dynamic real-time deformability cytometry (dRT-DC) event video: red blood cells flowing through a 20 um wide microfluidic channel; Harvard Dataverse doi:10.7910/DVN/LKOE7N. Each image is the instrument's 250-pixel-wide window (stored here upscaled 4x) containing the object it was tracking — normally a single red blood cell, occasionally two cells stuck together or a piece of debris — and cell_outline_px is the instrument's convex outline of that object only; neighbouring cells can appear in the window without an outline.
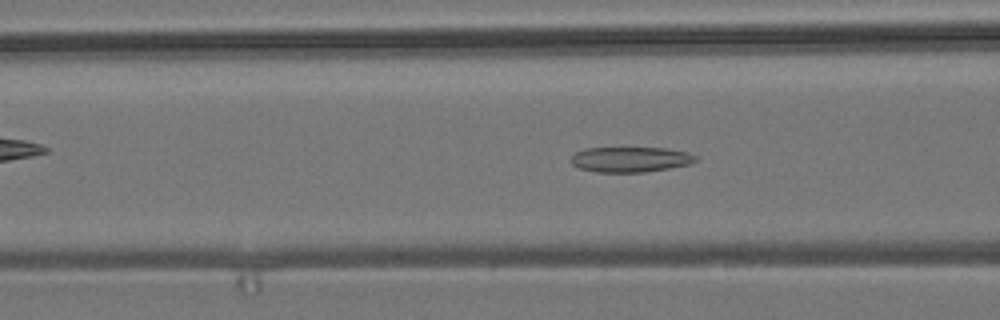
{"species": "common noctule bat (a hibernating species)", "species_latin": "Nyctalus noctula", "temperature_condition": "room temperature", "stored_images_in_passage": 56, "segment_of_instrument_passage": [1, 2], "camera_frame_rate_fps": 3000, "um_per_image_px": 0.085, "animal": {"sex": "male", "body_mass_g": 19.2, "forearm_length_mm": 51.8}, "frame": {"image": 1, "passage_image": 21, "time_ms": 6.667, "image_size_px": [1000, 320], "cell_outline_px": [[696, 160], [692, 164], [644, 172], [596, 172], [580, 168], [572, 164], [568, 160], [576, 152], [584, 148], [664, 148], [688, 152], [696, 156]], "centroid_in_image_um": [53.56, 13.55], "position_along_channel_um": 113.0, "area_um2": 18.38}}
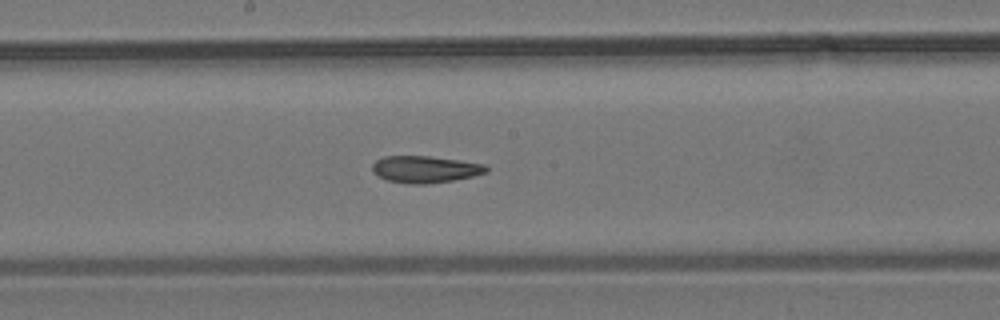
{"frame": {"image": 2, "passage_image": 29, "time_ms": 9.333, "image_size_px": [1000, 320], "cell_outline_px": [[488, 172], [472, 176], [452, 180], [428, 184], [412, 184], [388, 180], [376, 176], [372, 172], [372, 164], [376, 160], [384, 156], [428, 156], [460, 160], [488, 164]], "centroid_in_image_um": [36.14, 14.38], "position_along_channel_um": 212.1, "area_um2": 17.98}}
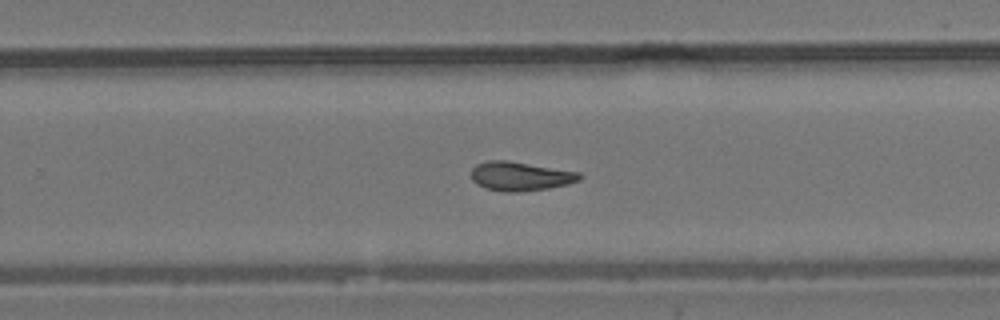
{"frame": {"image": 3, "passage_image": 35, "time_ms": 11.333, "image_size_px": [1000, 320], "cell_outline_px": [[584, 176], [580, 180], [568, 184], [548, 188], [520, 192], [504, 192], [484, 188], [476, 184], [472, 180], [472, 168], [476, 164], [488, 160], [508, 160], [580, 172]], "centroid_in_image_um": [44.23, 14.98], "position_along_channel_um": 285.6, "area_um2": 18.55}}